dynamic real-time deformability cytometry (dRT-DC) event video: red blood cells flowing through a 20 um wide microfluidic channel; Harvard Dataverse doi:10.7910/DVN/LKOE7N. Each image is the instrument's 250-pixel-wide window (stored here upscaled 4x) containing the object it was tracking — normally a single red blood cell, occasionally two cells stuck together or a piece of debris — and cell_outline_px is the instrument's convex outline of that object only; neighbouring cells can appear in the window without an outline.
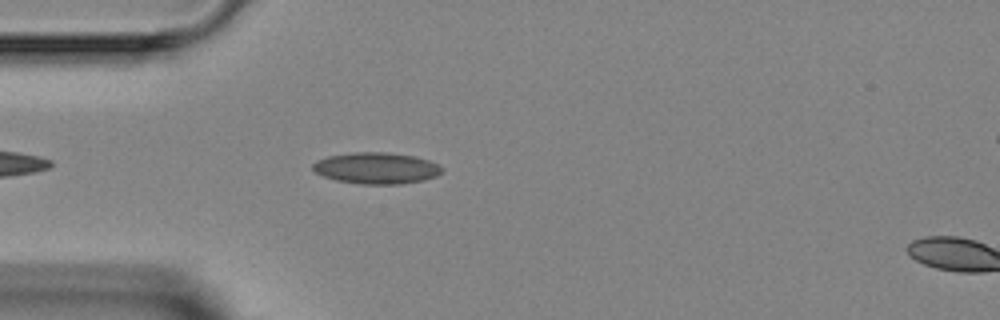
{"species": "Egyptian fruit bat (a non-hibernating species)", "species_latin": "Rousettus aegyptiacus", "temperature_condition": "room temperature", "stored_images_in_passage": 2, "segment_of_instrument_passage": [1, 2], "camera_frame_rate_fps": 3000, "um_per_image_px": 0.085, "animal": {"sex": "female"}, "frame": {"image": 1, "passage_image": 1, "time_ms": 0.0, "image_size_px": [1000, 320], "cell_outline_px": [[444, 168], [436, 176], [424, 180], [400, 184], [360, 184], [336, 180], [324, 176], [316, 172], [312, 168], [312, 164], [316, 160], [328, 156], [356, 152], [388, 152], [416, 156], [440, 164]], "centroid_in_image_um": [32.01, 14.28], "position_along_channel_um": 53.0, "area_um2": 23.7}}